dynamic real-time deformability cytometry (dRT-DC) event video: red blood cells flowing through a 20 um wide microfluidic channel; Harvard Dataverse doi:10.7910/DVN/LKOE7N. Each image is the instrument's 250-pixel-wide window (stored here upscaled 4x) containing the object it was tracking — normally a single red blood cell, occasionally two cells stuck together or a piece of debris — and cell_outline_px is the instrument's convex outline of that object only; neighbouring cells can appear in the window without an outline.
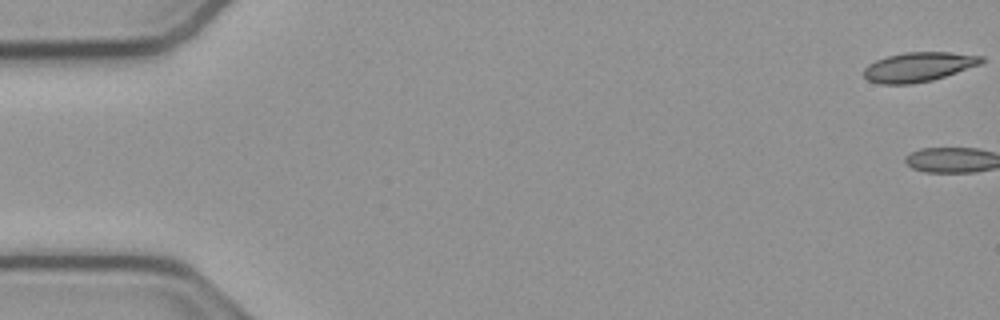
{"species": "common noctule bat (a hibernating species)", "species_latin": "Nyctalus noctula", "temperature_condition": "cold", "stored_images_in_passage": 2, "camera_frame_rate_fps": 3000, "um_per_image_px": 0.085, "animal": {"sex": "male", "body_mass_g": 23.1, "forearm_length_mm": 52.7}, "frame": {"image": 1, "passage_image": 1, "time_ms": 0.0, "image_size_px": [1000, 320], "cell_outline_px": [[984, 60], [980, 64], [932, 80], [912, 84], [880, 84], [868, 80], [864, 76], [864, 68], [868, 64], [876, 60], [888, 56], [904, 52], [952, 52], [984, 56]], "centroid_in_image_um": [78.06, 5.68], "position_along_channel_um": 6.9, "area_um2": 20.11}}